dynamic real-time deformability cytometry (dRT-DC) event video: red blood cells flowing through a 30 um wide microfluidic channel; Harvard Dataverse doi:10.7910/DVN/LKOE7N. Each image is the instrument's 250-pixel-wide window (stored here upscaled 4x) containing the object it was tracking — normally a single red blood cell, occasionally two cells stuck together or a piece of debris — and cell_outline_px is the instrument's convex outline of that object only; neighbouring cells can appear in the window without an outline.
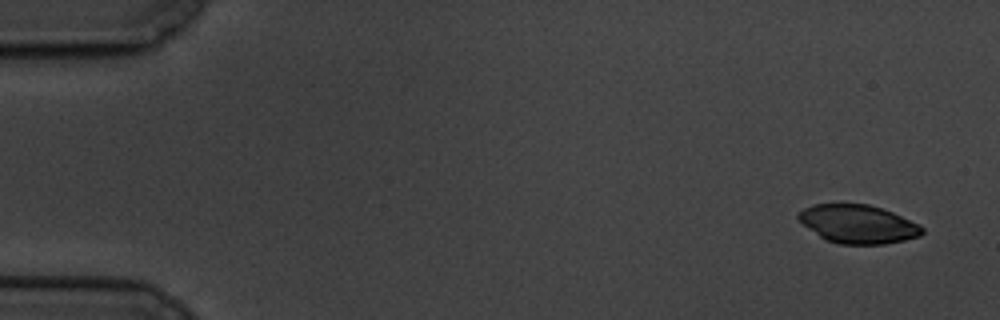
{"species": "common noctule bat (a hibernating species)", "species_latin": "Nyctalus noctula", "temperature_condition": "cold", "stored_images_in_passage": 5, "camera_frame_rate_fps": 3000, "um_per_image_px": 0.085, "animal": {"sex": "male", "body_mass_g": 19.5, "forearm_length_mm": 54.6}, "frame": {"image": 1, "passage_image": 1, "time_ms": 0.0, "image_size_px": [1000, 320], "cell_outline_px": [[924, 232], [920, 236], [904, 240], [884, 244], [836, 244], [820, 236], [804, 224], [796, 216], [804, 208], [812, 204], [868, 204], [892, 212], [920, 224], [924, 228]], "centroid_in_image_um": [72.96, 19.05], "position_along_channel_um": 12.0, "area_um2": 27.51}}
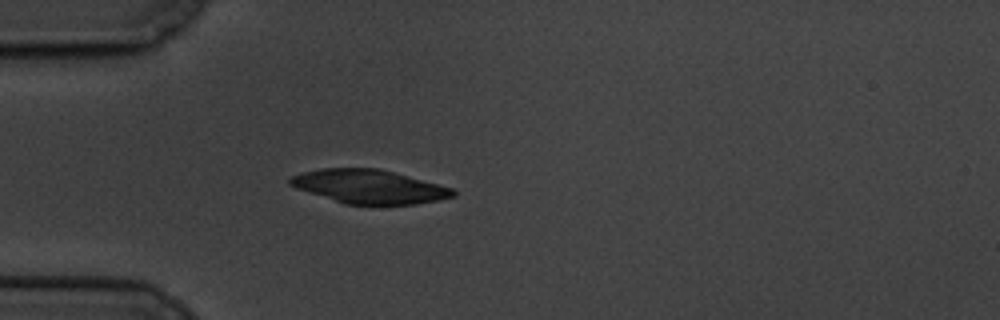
{"frame": {"image": 2, "passage_image": 5, "time_ms": 4.667, "image_size_px": [1000, 320], "cell_outline_px": [[456, 196], [440, 200], [416, 204], [344, 204], [288, 184], [288, 180], [292, 176], [304, 172], [320, 168], [376, 168], [408, 176], [452, 188], [456, 192]], "centroid_in_image_um": [31.4, 15.86], "position_along_channel_um": 53.6, "area_um2": 31.56}}